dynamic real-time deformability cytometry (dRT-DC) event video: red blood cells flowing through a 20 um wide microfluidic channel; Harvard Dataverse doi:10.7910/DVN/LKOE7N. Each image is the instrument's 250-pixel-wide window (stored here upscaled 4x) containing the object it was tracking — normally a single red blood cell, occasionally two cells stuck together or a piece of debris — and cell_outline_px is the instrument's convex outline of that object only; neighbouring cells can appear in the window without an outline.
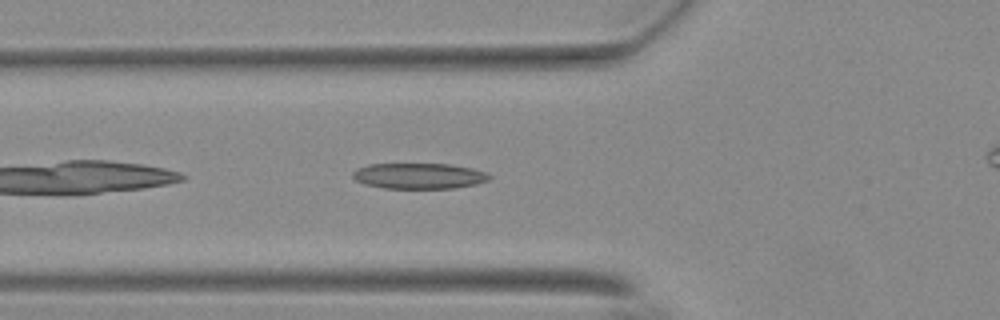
{"species": "Egyptian fruit bat (a non-hibernating species)", "species_latin": "Rousettus aegyptiacus", "temperature_condition": "warm", "stored_images_in_passage": 14, "camera_frame_rate_fps": 3000, "um_per_image_px": 0.085, "animal": {"sex": "female"}, "frame": {"image": 1, "passage_image": 4, "time_ms": 1.0, "image_size_px": [1000, 320], "cell_outline_px": [[492, 176], [488, 180], [476, 184], [452, 188], [384, 188], [364, 184], [356, 180], [352, 176], [352, 172], [356, 168], [368, 164], [448, 164], [472, 168], [484, 172]], "centroid_in_image_um": [35.58, 14.95], "position_along_channel_um": 90.2, "area_um2": 20.4}}
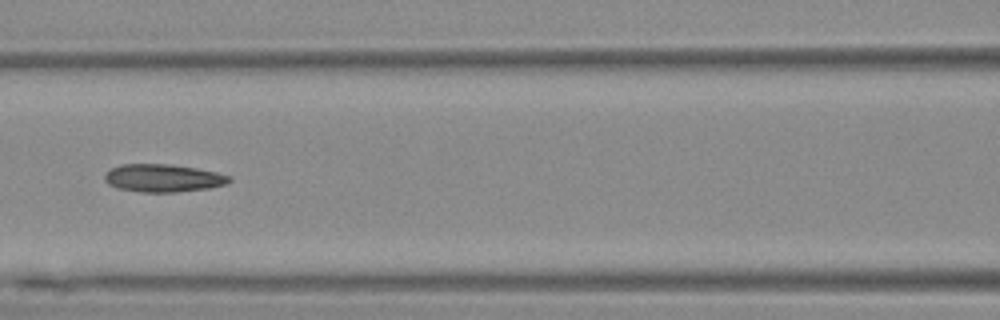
{"frame": {"image": 2, "passage_image": 9, "time_ms": 2.667, "image_size_px": [1000, 320], "cell_outline_px": [[232, 180], [228, 184], [208, 188], [176, 192], [140, 192], [116, 188], [108, 184], [104, 180], [104, 176], [112, 168], [120, 164], [172, 164], [196, 168], [216, 172], [232, 176]], "centroid_in_image_um": [13.88, 15.14], "position_along_channel_um": 152.7, "area_um2": 20.35}}